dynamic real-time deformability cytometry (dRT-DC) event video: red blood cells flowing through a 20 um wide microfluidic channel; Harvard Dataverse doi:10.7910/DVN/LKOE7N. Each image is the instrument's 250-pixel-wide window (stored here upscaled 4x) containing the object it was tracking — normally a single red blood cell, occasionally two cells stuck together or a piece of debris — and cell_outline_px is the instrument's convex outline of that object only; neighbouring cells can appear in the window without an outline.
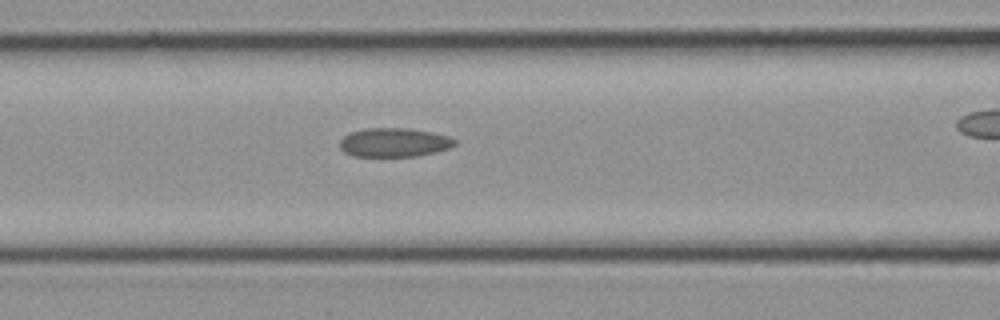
{"species": "common noctule bat (a hibernating species)", "species_latin": "Nyctalus noctula", "temperature_condition": "cold", "stored_images_in_passage": 13, "camera_frame_rate_fps": 3000, "um_per_image_px": 0.085, "animal": {"sex": "female", "body_mass_g": 21.9}, "frame": {"image": 1, "passage_image": 10, "time_ms": 3.0, "image_size_px": [1000, 320], "cell_outline_px": [[456, 144], [452, 148], [436, 152], [416, 156], [352, 156], [344, 152], [340, 148], [340, 140], [348, 132], [364, 128], [408, 128], [432, 132], [448, 136], [456, 140]], "centroid_in_image_um": [33.5, 12.1], "position_along_channel_um": 133.1, "area_um2": 19.59}}